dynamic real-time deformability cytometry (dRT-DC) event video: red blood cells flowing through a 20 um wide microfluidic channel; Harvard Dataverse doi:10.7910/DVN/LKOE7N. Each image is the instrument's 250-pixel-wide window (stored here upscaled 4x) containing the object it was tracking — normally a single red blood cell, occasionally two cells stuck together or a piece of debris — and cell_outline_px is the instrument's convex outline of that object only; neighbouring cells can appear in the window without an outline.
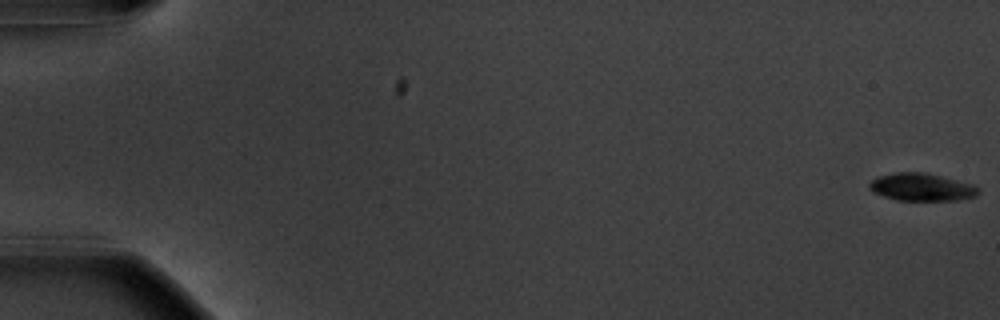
{"species": "common noctule bat (a hibernating species)", "species_latin": "Nyctalus noctula", "temperature_condition": "warm", "stored_images_in_passage": 57, "camera_frame_rate_fps": 3000, "um_per_image_px": 0.085, "animal": {"sex": "male", "body_mass_g": 20.1, "forearm_length_mm": 53.5}, "frame": {"image": 1, "passage_image": 1, "time_ms": 0.0, "image_size_px": [1000, 320], "cell_outline_px": [[980, 192], [976, 196], [956, 200], [896, 200], [872, 192], [868, 188], [868, 184], [876, 176], [896, 172], [924, 172], [972, 184], [980, 188]], "centroid_in_image_um": [78.3, 15.9], "position_along_channel_um": 6.7, "area_um2": 17.57}}
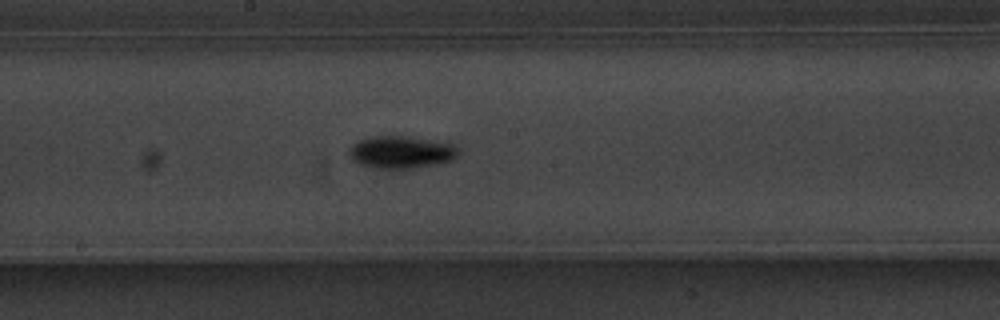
{"frame": {"image": 2, "passage_image": 32, "time_ms": 10.333, "image_size_px": [1000, 320], "cell_outline_px": [[460, 148], [456, 156], [452, 160], [436, 164], [412, 168], [376, 168], [360, 164], [352, 160], [348, 152], [348, 148], [352, 144], [360, 140], [372, 136], [404, 136], [456, 144]], "centroid_in_image_um": [34.09, 12.93], "position_along_channel_um": 214.1, "area_um2": 20.58}}
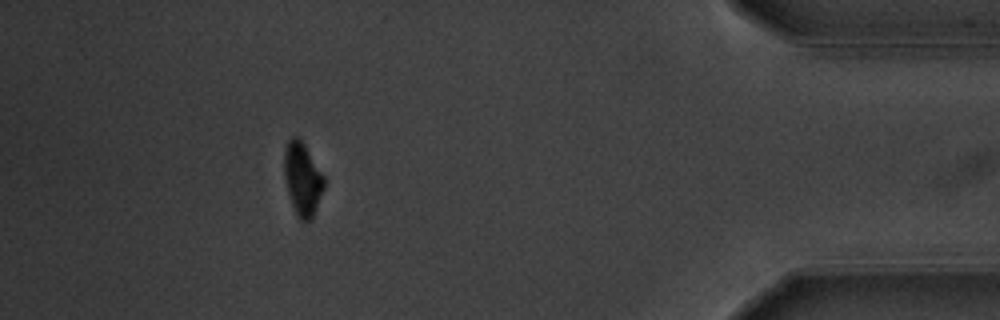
{"frame": {"image": 3, "passage_image": 52, "time_ms": 17.0, "image_size_px": [1000, 320], "cell_outline_px": [[324, 188], [312, 220], [300, 220], [296, 216], [288, 192], [284, 176], [284, 148], [288, 140], [292, 136], [300, 136], [324, 176]], "centroid_in_image_um": [25.7, 15.18], "position_along_channel_um": 409.5, "area_um2": 17.11}, "authors_computed_cell_mechanics": {"area_um2": 18.2648, "velocity_mm_per_s": 3.6379, "shape_relaxation_time_tau1_ms": 1.7521, "shape_relaxation_time_tau2_ms": null, "deformation_change_tau1": 0.1207, "deformation_change_tau2": null}}